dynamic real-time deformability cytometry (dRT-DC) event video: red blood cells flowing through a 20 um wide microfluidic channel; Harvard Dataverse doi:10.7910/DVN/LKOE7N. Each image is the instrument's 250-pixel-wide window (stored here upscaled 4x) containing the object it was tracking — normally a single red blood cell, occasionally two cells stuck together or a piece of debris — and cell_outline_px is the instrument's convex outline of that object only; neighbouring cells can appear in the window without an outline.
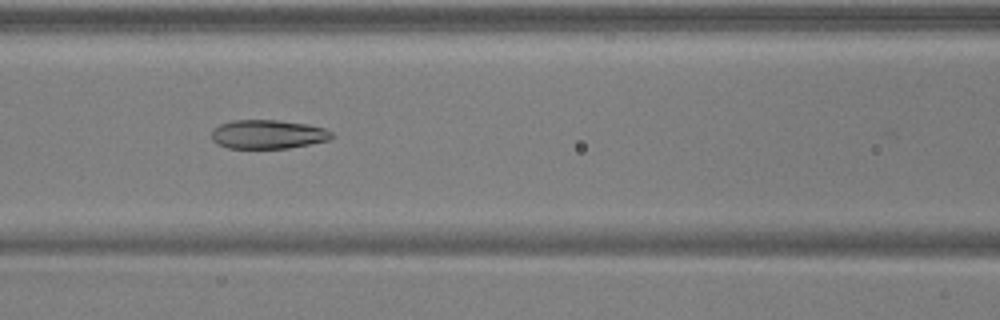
{"species": "common noctule bat (a hibernating species)", "species_latin": "Nyctalus noctula", "temperature_condition": "warm", "stored_images_in_passage": 45, "camera_frame_rate_fps": 3000, "um_per_image_px": 0.085, "animal": {"sex": "male", "body_mass_g": 17.9, "forearm_length_mm": 54.2}, "frame": {"image": 1, "passage_image": 16, "time_ms": 5.0, "image_size_px": [1000, 320], "cell_outline_px": [[332, 136], [328, 140], [288, 148], [228, 148], [216, 144], [212, 140], [212, 132], [220, 124], [232, 120], [276, 120], [308, 124], [324, 128], [332, 132]], "centroid_in_image_um": [22.75, 11.41], "position_along_channel_um": 143.9, "area_um2": 20.11}}
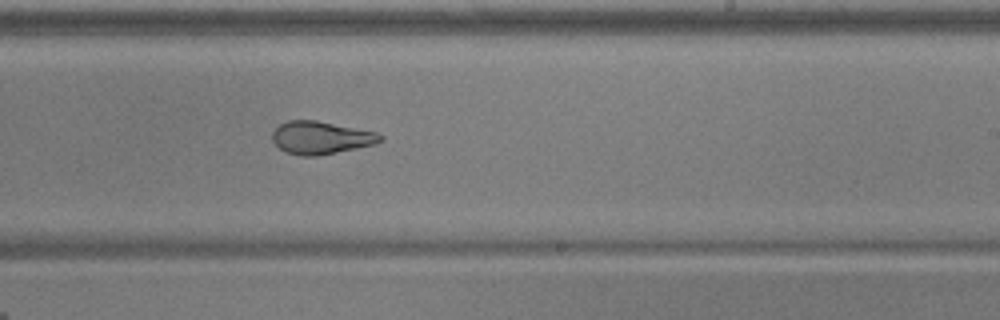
{"frame": {"image": 2, "passage_image": 25, "time_ms": 8.0, "image_size_px": [1000, 320], "cell_outline_px": [[384, 140], [376, 144], [316, 156], [300, 156], [288, 152], [280, 148], [272, 140], [272, 132], [280, 124], [288, 120], [316, 120], [376, 132], [384, 136]], "centroid_in_image_um": [27.29, 11.7], "position_along_channel_um": 261.7, "area_um2": 20.52}}
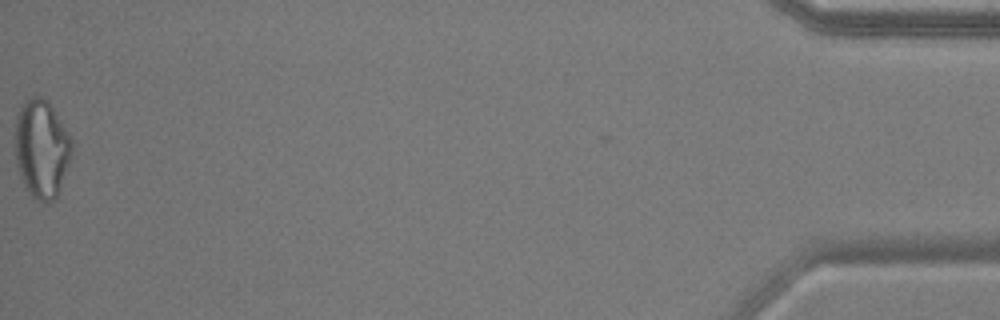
{"frame": {"image": 3, "passage_image": 45, "time_ms": 14.667, "image_size_px": [1000, 320], "cell_outline_px": [[72, 148], [68, 164], [60, 188], [56, 196], [52, 200], [44, 204], [32, 200], [20, 176], [16, 164], [16, 116], [20, 104], [24, 100], [32, 96], [40, 96], [48, 100], [68, 132], [72, 140]], "centroid_in_image_um": [3.52, 12.64], "position_along_channel_um": 431.7, "area_um2": 32.66}, "authors_computed_cell_mechanics": {"area_um2": 22.7154, "velocity_mm_per_s": 3.9445, "shape_relaxation_time_tau1_ms": null, "shape_relaxation_time_tau2_ms": 2.2075, "deformation_change_tau1": null, "deformation_change_tau2": 0.0863}}